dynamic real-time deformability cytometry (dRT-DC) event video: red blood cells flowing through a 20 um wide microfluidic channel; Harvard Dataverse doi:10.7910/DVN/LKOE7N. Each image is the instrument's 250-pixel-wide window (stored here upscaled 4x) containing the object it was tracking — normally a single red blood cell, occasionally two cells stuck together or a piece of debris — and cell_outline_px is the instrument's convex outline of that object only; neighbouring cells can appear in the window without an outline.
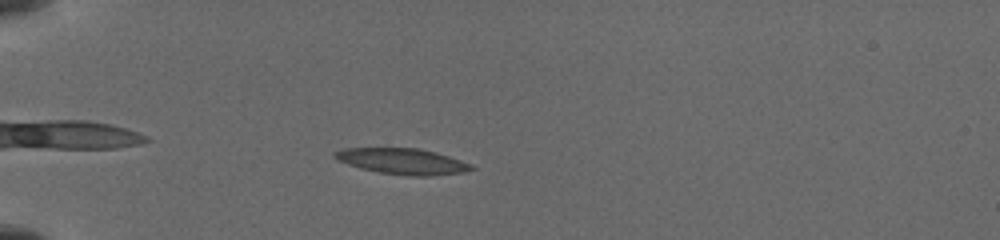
{"species": "common noctule bat (a hibernating species)", "species_latin": "Nyctalus noctula", "temperature_condition": "cold", "stored_images_in_passage": 36, "camera_frame_rate_fps": 3000, "um_per_image_px": 0.085, "animal": {"sex": "female", "body_mass_g": 19.5, "forearm_length_mm": 54.1}, "frame": {"image": 1, "passage_image": 3, "time_ms": 1.0, "image_size_px": [1000, 240], "cell_outline_px": [[476, 168], [460, 172], [428, 176], [412, 176], [380, 172], [360, 168], [348, 164], [332, 156], [332, 152], [344, 148], [420, 148], [436, 152], [472, 164]], "centroid_in_image_um": [34.19, 13.7], "position_along_channel_um": 50.8, "area_um2": 20.4}}
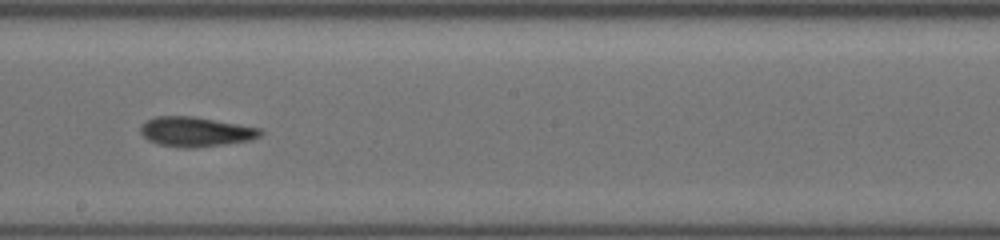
{"frame": {"image": 2, "passage_image": 19, "time_ms": 6.333, "image_size_px": [1000, 240], "cell_outline_px": [[264, 132], [260, 136], [252, 140], [188, 148], [180, 148], [160, 144], [148, 140], [140, 132], [140, 128], [148, 120], [156, 116], [192, 116], [260, 128]], "centroid_in_image_um": [16.64, 11.19], "position_along_channel_um": 231.6, "area_um2": 20.4}}
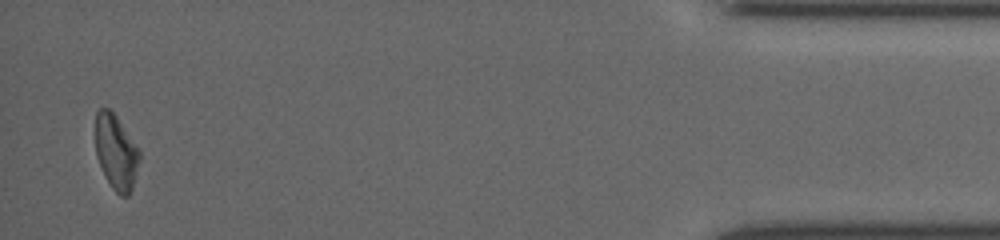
{"frame": {"image": 3, "passage_image": 36, "time_ms": 13.0, "image_size_px": [1000, 240], "cell_outline_px": [[140, 160], [132, 188], [128, 196], [120, 196], [112, 188], [104, 176], [96, 156], [96, 112], [100, 108], [108, 108], [116, 116], [140, 152]], "centroid_in_image_um": [9.85, 12.96], "position_along_channel_um": 425.3, "area_um2": 19.02}}